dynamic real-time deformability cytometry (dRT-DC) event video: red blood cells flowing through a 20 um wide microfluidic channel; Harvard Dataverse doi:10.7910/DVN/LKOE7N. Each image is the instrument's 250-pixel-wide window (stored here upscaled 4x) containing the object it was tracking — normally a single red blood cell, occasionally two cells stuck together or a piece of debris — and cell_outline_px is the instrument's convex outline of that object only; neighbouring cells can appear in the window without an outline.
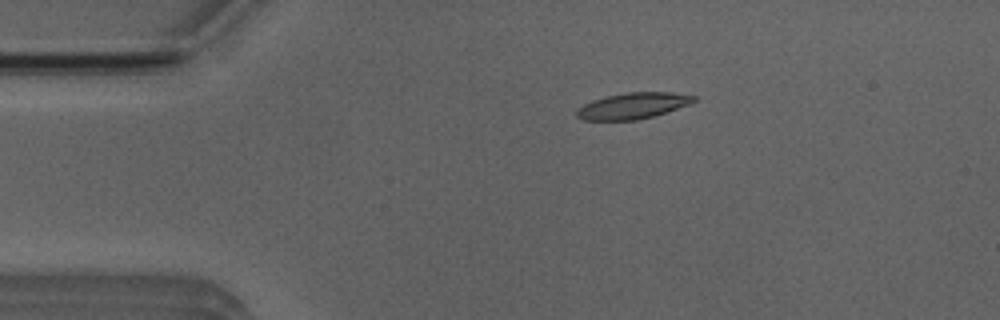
{"species": "Egyptian fruit bat (a non-hibernating species)", "species_latin": "Rousettus aegyptiacus", "temperature_condition": "room temperature", "stored_images_in_passage": 5, "camera_frame_rate_fps": 3000, "um_per_image_px": 0.085, "animal": {"sex": "male"}, "frame": {"image": 1, "passage_image": 3, "time_ms": 2.333, "image_size_px": [1000, 320], "cell_outline_px": [[696, 100], [688, 104], [652, 116], [636, 120], [584, 120], [576, 116], [576, 108], [592, 100], [604, 96], [624, 92], [672, 92], [696, 96]], "centroid_in_image_um": [53.73, 8.98], "position_along_channel_um": 31.3, "area_um2": 17.74}}
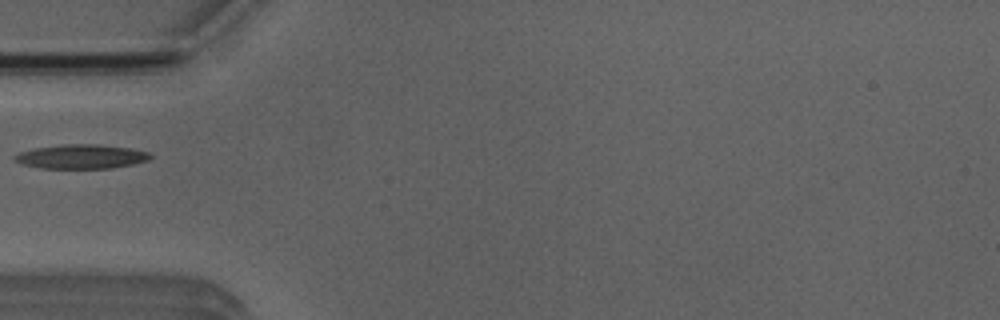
{"frame": {"image": 2, "passage_image": 5, "time_ms": 4.667, "image_size_px": [1000, 320], "cell_outline_px": [[152, 156], [148, 160], [132, 164], [112, 168], [40, 168], [20, 164], [12, 160], [12, 156], [20, 152], [32, 148], [60, 144], [100, 144], [132, 148], [148, 152]], "centroid_in_image_um": [6.85, 13.3], "position_along_channel_um": 78.2, "area_um2": 19.42}}